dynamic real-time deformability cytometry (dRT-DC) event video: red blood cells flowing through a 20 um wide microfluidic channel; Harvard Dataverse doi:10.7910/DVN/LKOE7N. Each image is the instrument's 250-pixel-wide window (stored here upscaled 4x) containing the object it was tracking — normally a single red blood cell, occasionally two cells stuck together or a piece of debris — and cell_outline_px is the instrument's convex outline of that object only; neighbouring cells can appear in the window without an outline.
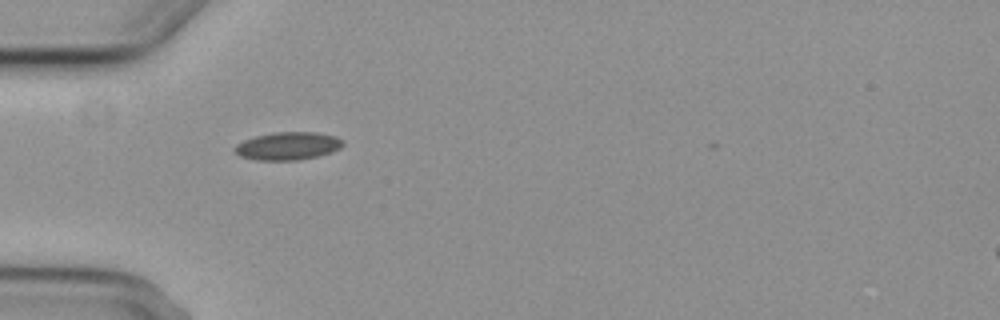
{"species": "common noctule bat (a hibernating species)", "species_latin": "Nyctalus noctula", "temperature_condition": "cold", "stored_images_in_passage": 6, "camera_frame_rate_fps": 3000, "um_per_image_px": 0.085, "animal": {"sex": "female", "body_mass_g": 29.2, "forearm_length_mm": 56.3}, "frame": {"image": 1, "passage_image": 5, "time_ms": 5.667, "image_size_px": [1000, 320], "cell_outline_px": [[344, 144], [340, 148], [332, 152], [316, 156], [296, 160], [256, 160], [240, 156], [232, 148], [236, 144], [244, 140], [256, 136], [272, 132], [316, 132], [336, 136], [344, 140]], "centroid_in_image_um": [24.47, 12.4], "position_along_channel_um": 60.5, "area_um2": 17.63}}
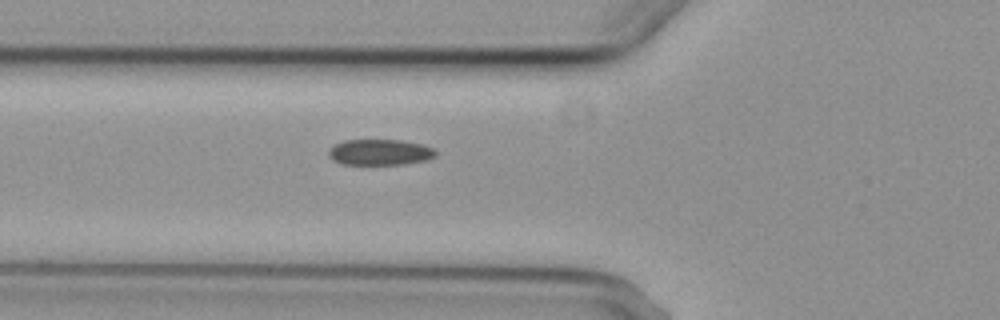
{"frame": {"image": 2, "passage_image": 6, "time_ms": 6.667, "image_size_px": [1000, 320], "cell_outline_px": [[436, 156], [428, 160], [404, 164], [344, 164], [332, 160], [328, 156], [328, 148], [344, 140], [400, 140], [420, 144], [432, 148], [436, 152]], "centroid_in_image_um": [32.27, 12.94], "position_along_channel_um": 93.5, "area_um2": 16.13}}